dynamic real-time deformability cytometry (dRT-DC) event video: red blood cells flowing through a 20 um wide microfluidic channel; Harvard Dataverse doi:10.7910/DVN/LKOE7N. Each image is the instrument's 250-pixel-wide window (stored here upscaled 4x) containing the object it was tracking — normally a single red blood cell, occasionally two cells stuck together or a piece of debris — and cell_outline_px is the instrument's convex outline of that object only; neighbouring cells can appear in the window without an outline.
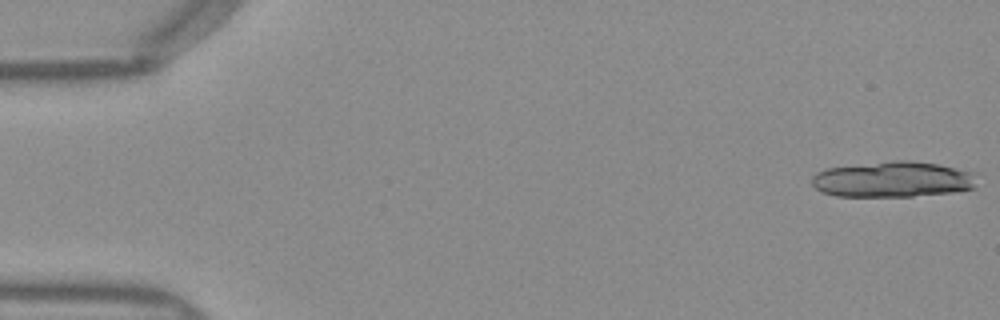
{"species": "Egyptian fruit bat (a non-hibernating species)", "species_latin": "Rousettus aegyptiacus", "temperature_condition": "warm", "stored_images_in_passage": 14, "camera_frame_rate_fps": 3000, "um_per_image_px": 0.085, "frame": {"image": 1, "passage_image": 1, "time_ms": 0.0, "image_size_px": [1000, 320], "cell_outline_px": [[972, 188], [952, 192], [912, 196], [836, 196], [824, 192], [816, 188], [812, 184], [812, 176], [816, 172], [828, 168], [892, 160], [912, 160], [936, 164], [972, 172]], "centroid_in_image_um": [75.8, 15.24], "position_along_channel_um": 9.2, "area_um2": 33.81}}